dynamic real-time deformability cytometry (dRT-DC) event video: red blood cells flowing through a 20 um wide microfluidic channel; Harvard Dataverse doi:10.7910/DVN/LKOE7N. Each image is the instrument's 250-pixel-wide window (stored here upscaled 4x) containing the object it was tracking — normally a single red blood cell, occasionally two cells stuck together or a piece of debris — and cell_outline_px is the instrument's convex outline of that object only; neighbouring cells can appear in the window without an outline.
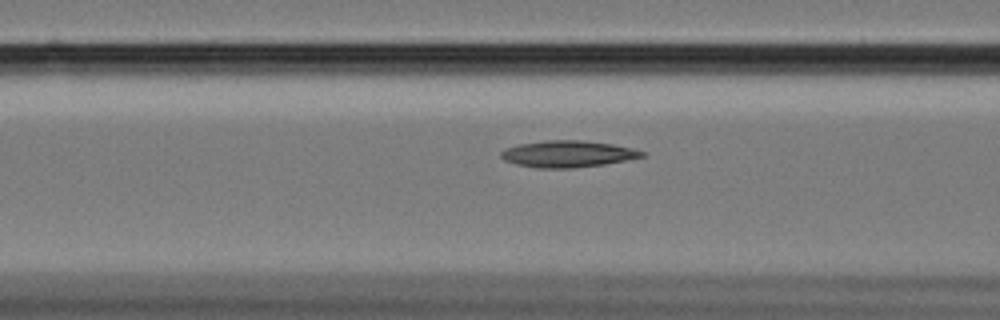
{"species": "Egyptian fruit bat (a non-hibernating species)", "species_latin": "Rousettus aegyptiacus", "temperature_condition": "cold", "stored_images_in_passage": 59, "camera_frame_rate_fps": 3000, "um_per_image_px": 0.085, "animal": {"sex": "female"}, "frame": {"image": 1, "passage_image": 24, "time_ms": 7.667, "image_size_px": [1000, 320], "cell_outline_px": [[644, 156], [604, 164], [572, 168], [536, 168], [516, 164], [504, 160], [500, 156], [500, 152], [504, 148], [520, 144], [544, 140], [584, 140], [612, 144], [632, 148], [644, 152]], "centroid_in_image_um": [48.2, 13.08], "position_along_channel_um": 118.4, "area_um2": 21.79}}
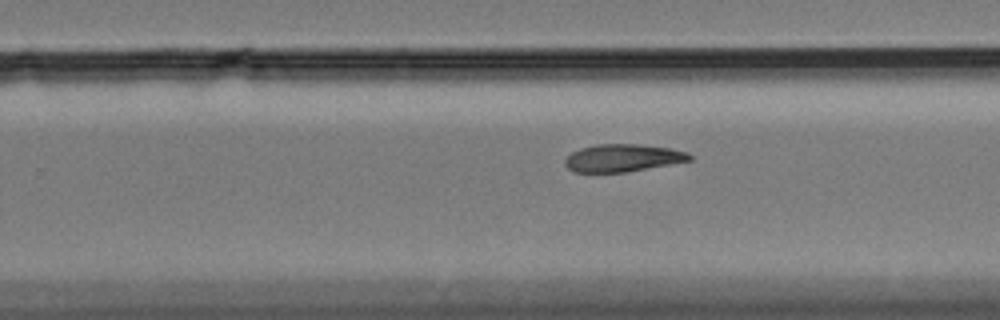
{"frame": {"image": 2, "passage_image": 38, "time_ms": 12.333, "image_size_px": [1000, 320], "cell_outline_px": [[692, 160], [628, 172], [572, 172], [564, 164], [564, 160], [572, 152], [580, 148], [596, 144], [640, 144], [672, 148], [688, 152], [692, 156]], "centroid_in_image_um": [52.94, 13.42], "position_along_channel_um": 276.9, "area_um2": 20.17}}
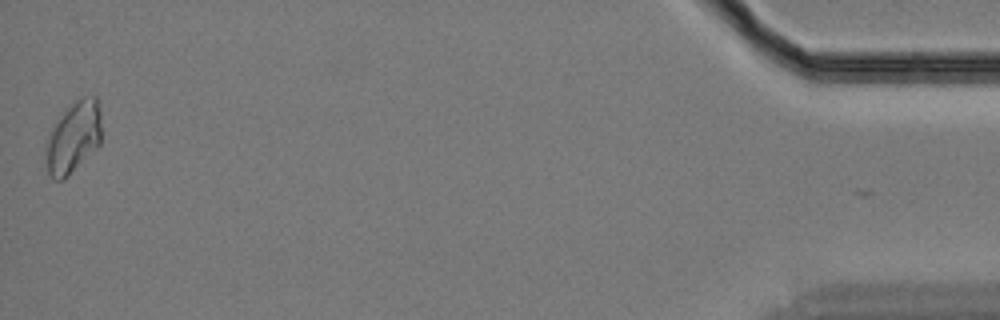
{"frame": {"image": 3, "passage_image": 59, "time_ms": 19.333, "image_size_px": [1000, 320], "cell_outline_px": [[100, 144], [64, 180], [52, 180], [48, 176], [44, 144], [60, 112], [64, 108], [80, 96], [96, 96], [100, 104]], "centroid_in_image_um": [6.2, 11.64], "position_along_channel_um": 429.0, "area_um2": 23.76}}